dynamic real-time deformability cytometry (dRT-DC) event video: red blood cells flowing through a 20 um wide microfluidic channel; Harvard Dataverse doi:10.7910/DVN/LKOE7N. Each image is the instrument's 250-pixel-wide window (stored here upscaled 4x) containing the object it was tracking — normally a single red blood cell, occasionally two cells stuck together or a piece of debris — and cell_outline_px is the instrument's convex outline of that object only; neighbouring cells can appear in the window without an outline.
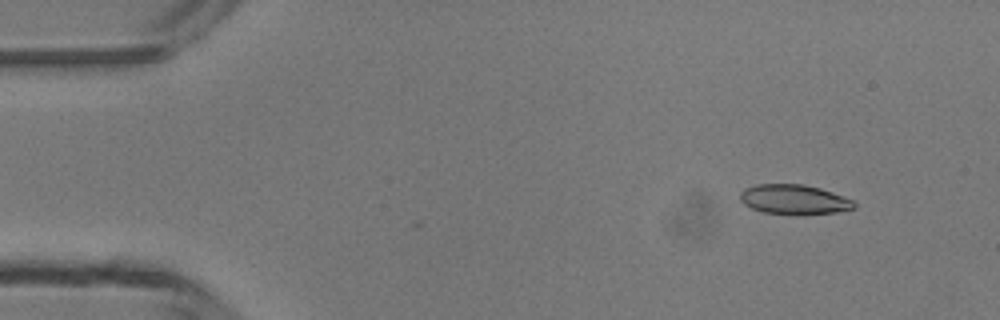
{"species": "common noctule bat (a hibernating species)", "species_latin": "Nyctalus noctula", "temperature_condition": "room temperature", "stored_images_in_passage": 3, "camera_frame_rate_fps": 3000, "um_per_image_px": 0.085, "animal": {"sex": "male", "body_mass_g": 13.3}, "frame": {"image": 1, "passage_image": 3, "time_ms": 2.0, "image_size_px": [1000, 320], "cell_outline_px": [[856, 208], [836, 212], [796, 216], [764, 212], [752, 208], [744, 204], [740, 200], [740, 192], [744, 188], [756, 184], [804, 184], [820, 188], [856, 200]], "centroid_in_image_um": [67.53, 16.97], "position_along_channel_um": 17.5, "area_um2": 20.23}}